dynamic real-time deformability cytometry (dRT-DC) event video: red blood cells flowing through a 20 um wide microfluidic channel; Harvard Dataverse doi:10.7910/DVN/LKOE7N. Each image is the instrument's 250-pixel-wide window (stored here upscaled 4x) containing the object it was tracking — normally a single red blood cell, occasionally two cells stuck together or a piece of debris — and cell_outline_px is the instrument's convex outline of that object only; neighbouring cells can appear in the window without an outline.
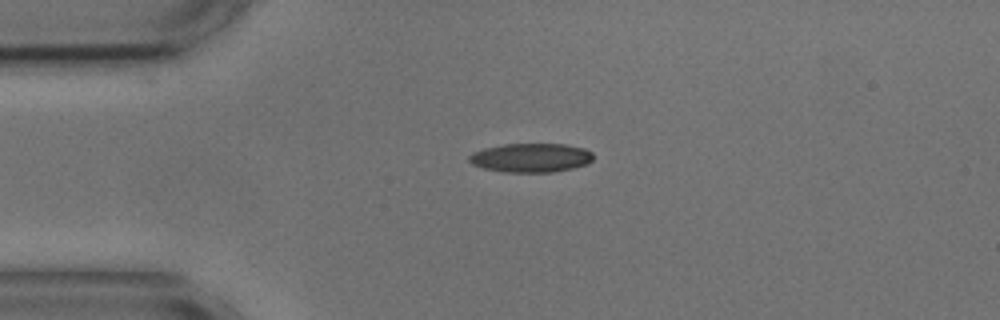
{"species": "common noctule bat (a hibernating species)", "species_latin": "Nyctalus noctula", "temperature_condition": "cold", "stored_images_in_passage": 44, "camera_frame_rate_fps": 3000, "um_per_image_px": 0.085, "animal": {"sex": "male", "body_mass_g": 17.9, "forearm_length_mm": 54.2}, "frame": {"image": 1, "passage_image": 1, "time_ms": 0.0, "image_size_px": [1000, 320], "cell_outline_px": [[592, 160], [588, 164], [572, 168], [552, 172], [504, 172], [484, 168], [472, 164], [468, 160], [468, 156], [472, 152], [484, 148], [504, 144], [564, 144], [584, 148], [592, 152]], "centroid_in_image_um": [45.11, 13.4], "position_along_channel_um": 39.9, "area_um2": 20.98}}
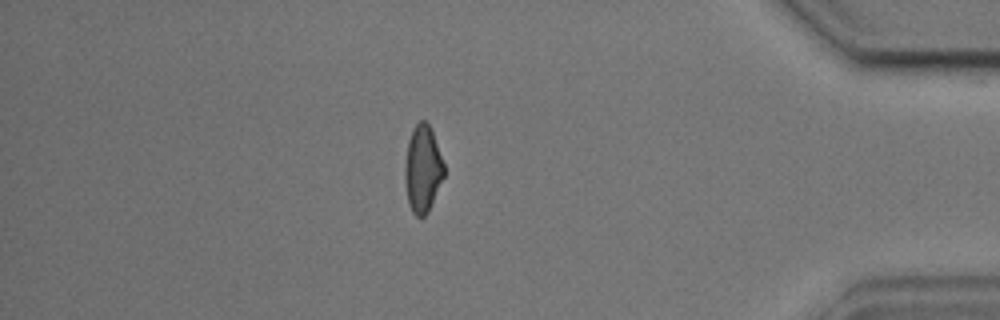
{"frame": {"image": 2, "passage_image": 36, "time_ms": 11.667, "image_size_px": [1000, 320], "cell_outline_px": [[444, 176], [428, 212], [424, 216], [416, 216], [412, 212], [408, 204], [404, 180], [404, 164], [408, 140], [412, 128], [420, 120], [424, 120], [428, 124], [432, 132], [444, 164]], "centroid_in_image_um": [35.9, 14.36], "position_along_channel_um": 399.3, "area_um2": 19.88}}
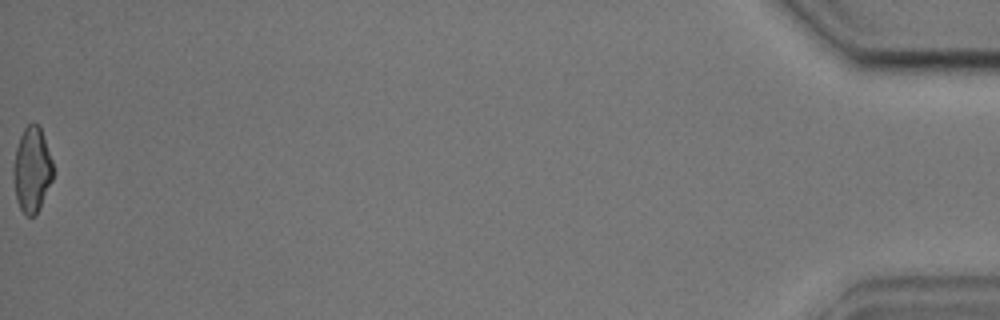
{"frame": {"image": 3, "passage_image": 44, "time_ms": 14.333, "image_size_px": [1000, 320], "cell_outline_px": [[56, 172], [36, 212], [32, 216], [28, 216], [20, 208], [16, 200], [12, 172], [12, 168], [16, 148], [20, 136], [24, 128], [32, 120], [40, 128], [52, 160]], "centroid_in_image_um": [2.71, 14.38], "position_along_channel_um": 432.5, "area_um2": 19.59}, "authors_computed_cell_mechanics": {"area_um2": 20.519, "velocity_mm_per_s": 3.6057, "shape_relaxation_time_tau1_ms": 3.0586, "shape_relaxation_time_tau2_ms": 4.747, "deformation_change_tau1": 0.1134, "deformation_change_tau2": 0.113}}